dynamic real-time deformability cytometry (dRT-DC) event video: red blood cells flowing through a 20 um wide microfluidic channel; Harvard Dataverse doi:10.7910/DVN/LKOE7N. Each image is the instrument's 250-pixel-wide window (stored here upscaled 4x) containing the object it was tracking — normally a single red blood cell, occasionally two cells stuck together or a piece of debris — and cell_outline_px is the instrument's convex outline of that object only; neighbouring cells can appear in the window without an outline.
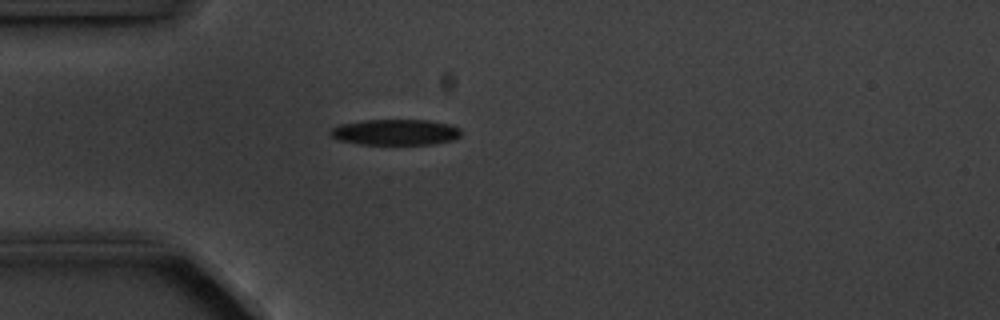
{"species": "common noctule bat (a hibernating species)", "species_latin": "Nyctalus noctula", "temperature_condition": "cold", "stored_images_in_passage": 5, "camera_frame_rate_fps": 3000, "um_per_image_px": 0.085, "animal": {"sex": "male", "body_mass_g": 20.1, "forearm_length_mm": 53.5}, "frame": {"image": 1, "passage_image": 5, "time_ms": 5.667, "image_size_px": [1000, 320], "cell_outline_px": [[460, 136], [452, 140], [432, 144], [360, 144], [336, 140], [328, 132], [332, 128], [340, 124], [364, 120], [428, 120], [452, 124], [460, 128]], "centroid_in_image_um": [33.6, 11.23], "position_along_channel_um": 51.4, "area_um2": 19.77}}